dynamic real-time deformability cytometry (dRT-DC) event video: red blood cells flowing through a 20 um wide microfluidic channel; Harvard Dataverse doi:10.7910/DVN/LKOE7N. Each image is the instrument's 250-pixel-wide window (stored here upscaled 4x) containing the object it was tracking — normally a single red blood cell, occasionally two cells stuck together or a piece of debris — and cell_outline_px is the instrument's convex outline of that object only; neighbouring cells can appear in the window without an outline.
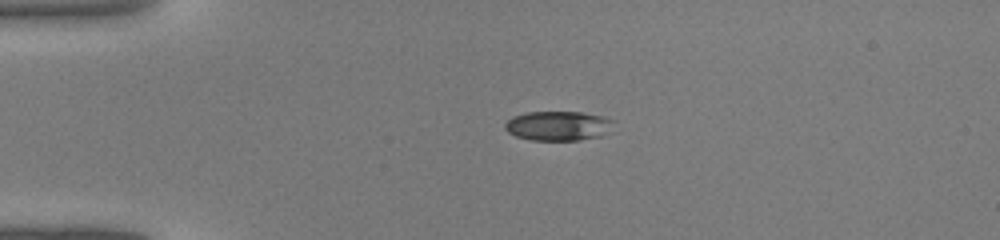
{"species": "common noctule bat (a hibernating species)", "species_latin": "Nyctalus noctula", "temperature_condition": "warm", "stored_images_in_passage": 34, "camera_frame_rate_fps": 3000, "um_per_image_px": 0.085, "animal": {"sex": "male", "body_mass_g": 19.0, "forearm_length_mm": 50.8}, "frame": {"image": 1, "passage_image": 1, "time_ms": 0.0, "image_size_px": [1000, 240], "cell_outline_px": [[616, 120], [600, 136], [580, 140], [532, 140], [516, 136], [508, 132], [504, 128], [504, 124], [512, 116], [528, 112], [580, 112], [604, 116]], "centroid_in_image_um": [47.41, 10.69], "position_along_channel_um": 37.6, "area_um2": 18.55}}
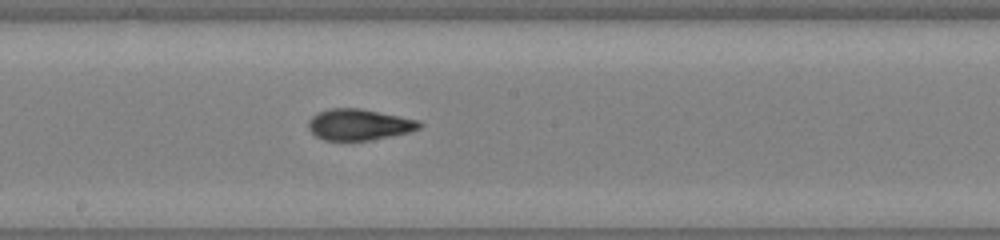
{"frame": {"image": 2, "passage_image": 15, "time_ms": 4.667, "image_size_px": [1000, 240], "cell_outline_px": [[424, 124], [420, 128], [408, 132], [368, 140], [324, 140], [316, 136], [308, 128], [308, 124], [312, 116], [328, 108], [360, 108], [420, 120]], "centroid_in_image_um": [30.53, 10.58], "position_along_channel_um": 217.7, "area_um2": 20.0}}
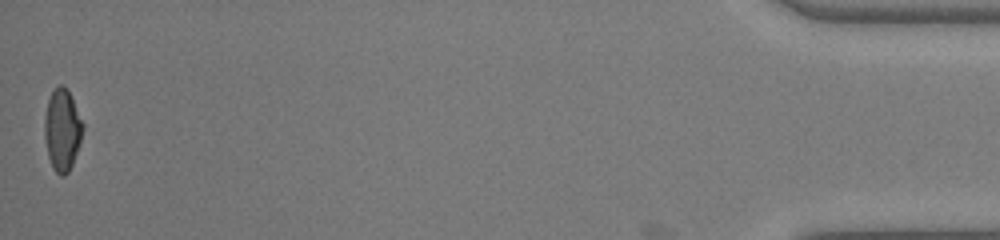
{"frame": {"image": 3, "passage_image": 34, "time_ms": 11.0, "image_size_px": [1000, 240], "cell_outline_px": [[84, 128], [72, 164], [68, 172], [64, 176], [60, 176], [52, 168], [48, 156], [44, 136], [44, 116], [48, 100], [52, 92], [60, 84], [64, 84], [68, 88], [84, 124]], "centroid_in_image_um": [5.28, 11.01], "position_along_channel_um": 429.9, "area_um2": 18.32}}